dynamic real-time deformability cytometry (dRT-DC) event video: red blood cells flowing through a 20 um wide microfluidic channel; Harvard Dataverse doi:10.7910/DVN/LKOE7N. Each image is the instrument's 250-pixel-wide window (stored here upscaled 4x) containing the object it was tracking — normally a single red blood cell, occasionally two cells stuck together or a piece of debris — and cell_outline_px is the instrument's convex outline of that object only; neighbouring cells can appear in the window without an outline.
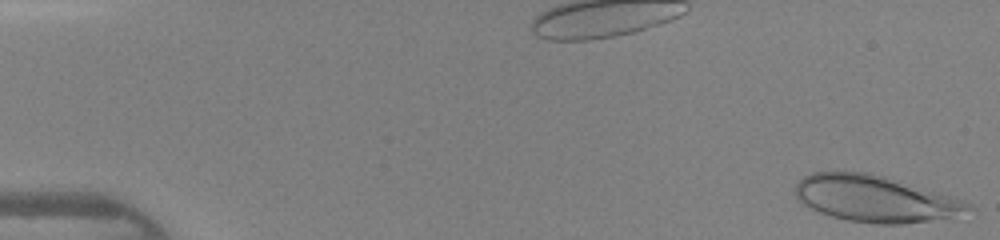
{"species": "human", "species_latin": "Homo sapiens", "temperature_condition": "warm", "stored_images_in_passage": 14, "camera_frame_rate_fps": 3000, "um_per_image_px": 0.085, "donor": {"sex": "female"}, "frame": {"image": 1, "passage_image": 1, "time_ms": 0.0, "image_size_px": [1000, 240], "cell_outline_px": [[976, 208], [948, 216], [928, 220], [904, 224], [876, 224], [848, 220], [832, 216], [808, 208], [796, 200], [796, 184], [804, 176], [812, 172], [864, 172], [884, 176], [964, 200], [972, 204]], "centroid_in_image_um": [74.32, 16.88], "position_along_channel_um": 10.7, "area_um2": 46.24}}